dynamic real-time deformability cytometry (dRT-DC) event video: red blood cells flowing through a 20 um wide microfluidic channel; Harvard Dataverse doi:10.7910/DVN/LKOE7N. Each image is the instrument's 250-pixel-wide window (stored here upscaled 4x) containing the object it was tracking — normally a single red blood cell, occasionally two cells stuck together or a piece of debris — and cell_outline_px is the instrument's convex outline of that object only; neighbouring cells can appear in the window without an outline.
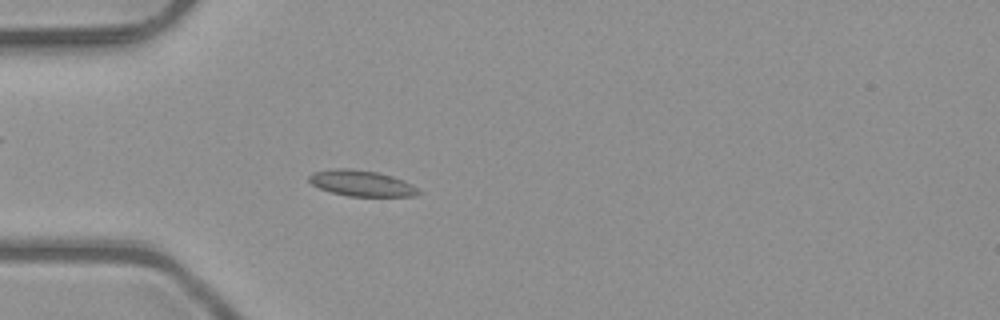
{"species": "common noctule bat (a hibernating species)", "species_latin": "Nyctalus noctula", "temperature_condition": "room temperature", "stored_images_in_passage": 4, "camera_frame_rate_fps": 3000, "um_per_image_px": 0.085, "animal": {"sex": "male", "body_mass_g": 23.1, "forearm_length_mm": 52.7}, "frame": {"image": 1, "passage_image": 4, "time_ms": 1.0, "image_size_px": [1000, 320], "cell_outline_px": [[420, 192], [416, 196], [348, 196], [332, 192], [320, 188], [312, 184], [308, 180], [308, 176], [312, 172], [336, 168], [348, 168], [376, 172], [392, 176], [412, 184]], "centroid_in_image_um": [30.7, 15.57], "position_along_channel_um": 54.3, "area_um2": 16.36}}